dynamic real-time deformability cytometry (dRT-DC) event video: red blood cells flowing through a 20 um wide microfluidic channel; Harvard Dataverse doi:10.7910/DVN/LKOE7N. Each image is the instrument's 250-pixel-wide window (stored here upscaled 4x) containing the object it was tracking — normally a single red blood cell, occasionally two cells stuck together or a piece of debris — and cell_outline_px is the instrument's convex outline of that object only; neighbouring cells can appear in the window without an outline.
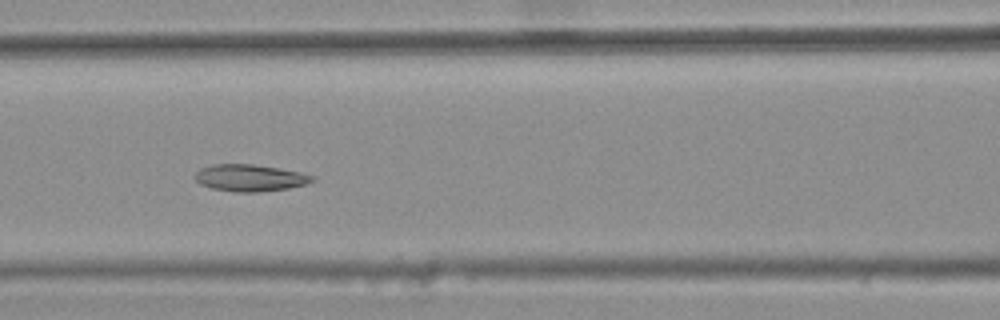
{"species": "common noctule bat (a hibernating species)", "species_latin": "Nyctalus noctula", "temperature_condition": "warm", "stored_images_in_passage": 10, "camera_frame_rate_fps": 3000, "um_per_image_px": 0.085, "animal": {"sex": "female", "body_mass_g": 25.1}, "frame": {"image": 1, "passage_image": 6, "time_ms": 1.667, "image_size_px": [1000, 320], "cell_outline_px": [[316, 180], [304, 184], [288, 188], [260, 192], [236, 192], [212, 188], [200, 184], [196, 180], [196, 172], [200, 168], [212, 164], [252, 164], [300, 172], [316, 176]], "centroid_in_image_um": [21.25, 15.12], "position_along_channel_um": 145.3, "area_um2": 18.26}}
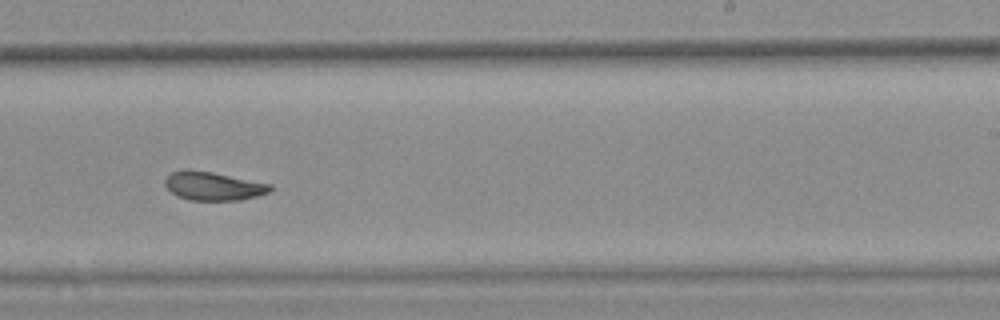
{"frame": {"image": 2, "passage_image": 9, "time_ms": 2.667, "image_size_px": [1000, 320], "cell_outline_px": [[272, 188], [268, 192], [256, 196], [240, 200], [188, 200], [176, 196], [164, 184], [164, 180], [172, 172], [184, 168], [188, 168], [212, 172], [272, 184]], "centroid_in_image_um": [18.09, 15.8], "position_along_channel_um": 270.9, "area_um2": 17.57}}
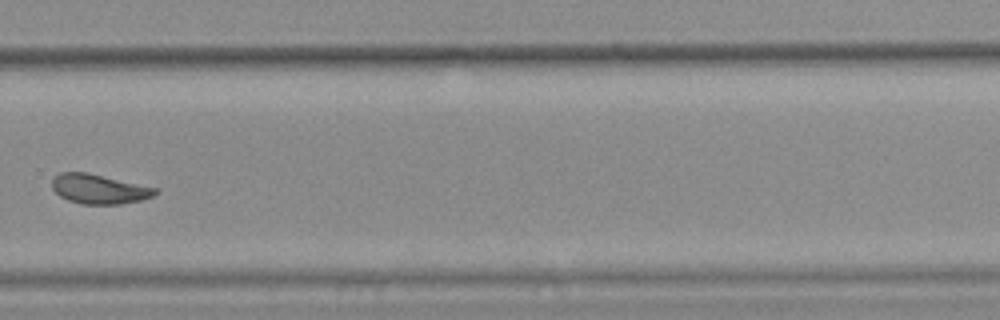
{"frame": {"image": 3, "passage_image": 10, "time_ms": 3.0, "image_size_px": [1000, 320], "cell_outline_px": [[160, 192], [152, 196], [140, 200], [120, 204], [80, 204], [68, 200], [60, 196], [52, 188], [52, 180], [60, 172], [88, 172], [156, 188]], "centroid_in_image_um": [8.41, 16.06], "position_along_channel_um": 321.4, "area_um2": 17.69}}